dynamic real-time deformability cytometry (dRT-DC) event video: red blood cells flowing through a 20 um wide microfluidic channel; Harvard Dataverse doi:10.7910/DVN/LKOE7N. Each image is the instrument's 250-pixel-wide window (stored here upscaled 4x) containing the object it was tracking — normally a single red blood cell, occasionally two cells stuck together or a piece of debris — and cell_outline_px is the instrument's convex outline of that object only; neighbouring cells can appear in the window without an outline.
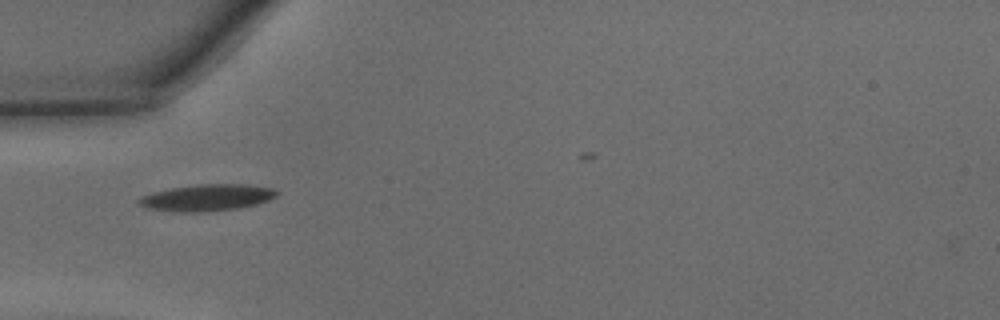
{"species": "common noctule bat (a hibernating species)", "species_latin": "Nyctalus noctula", "temperature_condition": "warm", "stored_images_in_passage": 27, "camera_frame_rate_fps": 3000, "um_per_image_px": 0.085, "animal": {"sex": "male", "body_mass_g": 15.6}, "frame": {"image": 1, "passage_image": 1, "time_ms": 0.0, "image_size_px": [1000, 320], "cell_outline_px": [[280, 192], [276, 196], [268, 200], [256, 204], [236, 208], [208, 212], [172, 212], [148, 208], [136, 204], [136, 200], [140, 196], [152, 192], [168, 188], [196, 184], [244, 184], [272, 188]], "centroid_in_image_um": [17.52, 16.8], "position_along_channel_um": 67.5, "area_um2": 21.68}}
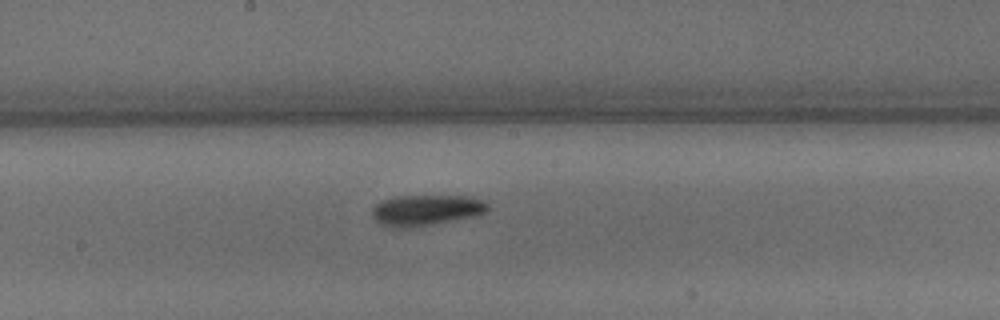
{"frame": {"image": 2, "passage_image": 11, "time_ms": 3.333, "image_size_px": [1000, 320], "cell_outline_px": [[488, 208], [484, 212], [472, 216], [432, 224], [408, 228], [396, 228], [380, 224], [372, 216], [372, 208], [380, 200], [396, 196], [468, 196], [480, 200], [488, 204]], "centroid_in_image_um": [36.14, 17.86], "position_along_channel_um": 212.1, "area_um2": 20.52}}
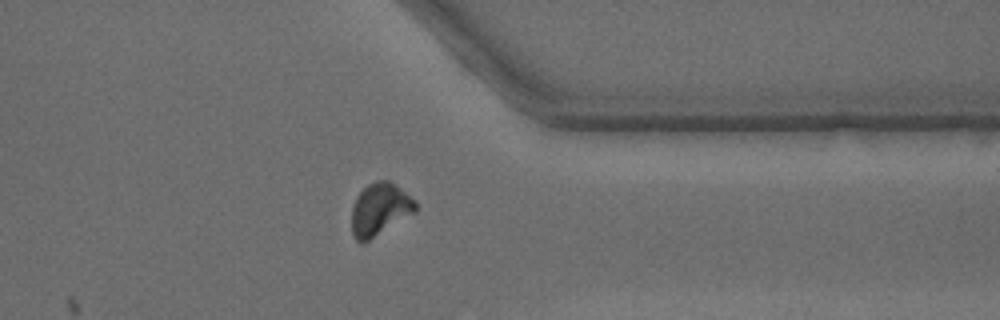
{"frame": {"image": 3, "passage_image": 23, "time_ms": 7.333, "image_size_px": [1000, 320], "cell_outline_px": [[416, 212], [364, 244], [360, 244], [352, 236], [352, 208], [356, 196], [368, 184], [376, 180], [388, 180], [400, 188], [416, 200]], "centroid_in_image_um": [32.27, 17.82], "position_along_channel_um": 379.1, "area_um2": 19.77}, "authors_computed_cell_mechanics": {"area_um2": 19.7676, "velocity_mm_per_s": 4.3316, "shape_relaxation_time_tau1_ms": 2.055, "shape_relaxation_time_tau2_ms": 3.5167, "deformation_change_tau1": 0.1261, "deformation_change_tau2": 0.0881}}